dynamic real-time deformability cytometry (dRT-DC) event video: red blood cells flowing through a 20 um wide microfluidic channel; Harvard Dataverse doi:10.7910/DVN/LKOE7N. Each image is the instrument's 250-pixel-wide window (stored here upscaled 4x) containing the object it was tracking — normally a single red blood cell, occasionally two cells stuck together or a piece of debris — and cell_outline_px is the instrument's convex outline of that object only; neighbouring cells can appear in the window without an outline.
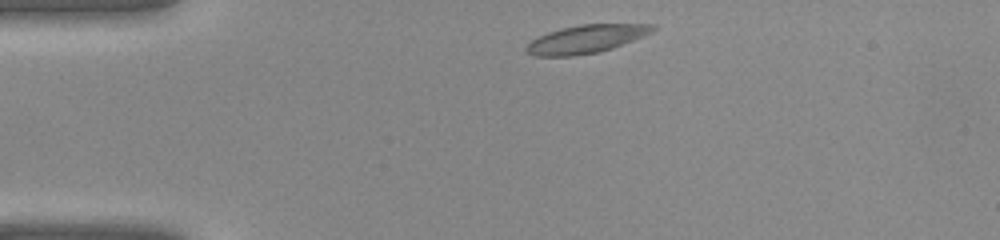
{"species": "common noctule bat (a hibernating species)", "species_latin": "Nyctalus noctula", "temperature_condition": "warm", "stored_images_in_passage": 33, "camera_frame_rate_fps": 3000, "um_per_image_px": 0.085, "animal": {"sex": "female", "body_mass_g": 22.0, "forearm_length_mm": 56.7}, "frame": {"image": 1, "passage_image": 1, "time_ms": 0.0, "image_size_px": [1000, 240], "cell_outline_px": [[656, 28], [652, 32], [612, 48], [600, 52], [572, 56], [536, 56], [528, 52], [524, 48], [532, 40], [548, 32], [560, 28], [580, 24], [652, 24]], "centroid_in_image_um": [49.8, 3.31], "position_along_channel_um": 35.2, "area_um2": 20.52}}
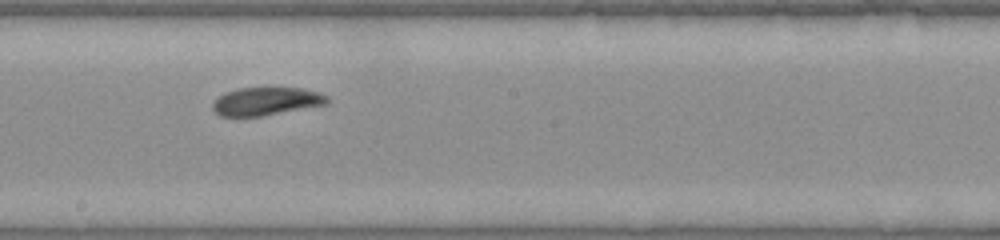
{"frame": {"image": 2, "passage_image": 15, "time_ms": 4.667, "image_size_px": [1000, 240], "cell_outline_px": [[328, 104], [260, 116], [220, 116], [212, 108], [212, 104], [224, 92], [240, 88], [300, 88], [316, 92], [328, 96]], "centroid_in_image_um": [22.62, 8.61], "position_along_channel_um": 225.6, "area_um2": 18.44}}
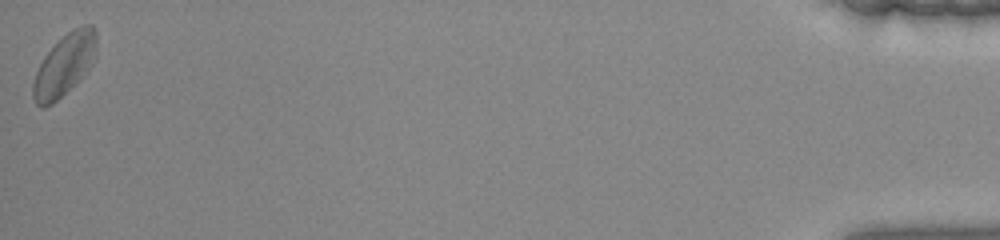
{"frame": {"image": 3, "passage_image": 33, "time_ms": 10.667, "image_size_px": [1000, 240], "cell_outline_px": [[96, 56], [80, 76], [52, 104], [44, 108], [40, 108], [36, 104], [32, 96], [32, 84], [36, 72], [44, 56], [68, 32], [84, 24], [92, 24], [96, 32]], "centroid_in_image_um": [5.45, 5.51], "position_along_channel_um": 429.8, "area_um2": 22.02}}